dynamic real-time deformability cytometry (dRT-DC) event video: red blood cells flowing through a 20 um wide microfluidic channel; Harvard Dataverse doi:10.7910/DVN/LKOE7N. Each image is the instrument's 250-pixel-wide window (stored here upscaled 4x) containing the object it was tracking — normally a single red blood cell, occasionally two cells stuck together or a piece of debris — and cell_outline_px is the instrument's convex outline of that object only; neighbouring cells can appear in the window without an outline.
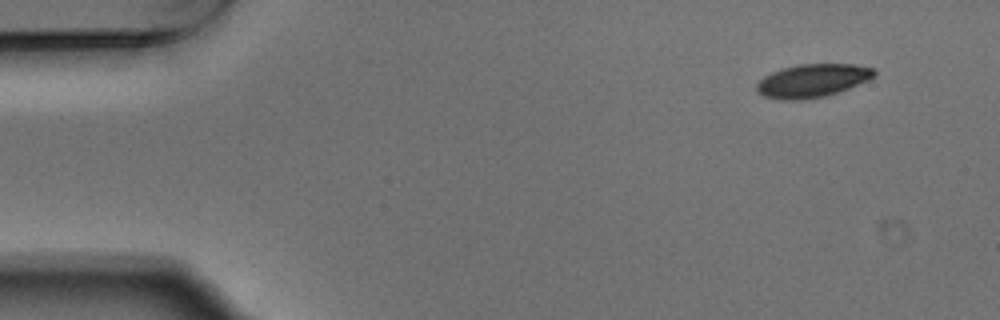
{"species": "Egyptian fruit bat (a non-hibernating species)", "species_latin": "Rousettus aegyptiacus", "temperature_condition": "warm", "stored_images_in_passage": 3, "camera_frame_rate_fps": 3000, "um_per_image_px": 0.085, "animal": {"sex": "male"}, "frame": {"image": 1, "passage_image": 1, "time_ms": 0.0, "image_size_px": [1000, 320], "cell_outline_px": [[876, 72], [872, 76], [848, 88], [824, 96], [804, 100], [780, 100], [764, 96], [756, 92], [756, 84], [764, 76], [772, 72], [784, 68], [800, 64], [856, 64], [872, 68]], "centroid_in_image_um": [68.98, 6.86], "position_along_channel_um": 16.0, "area_um2": 22.43}}
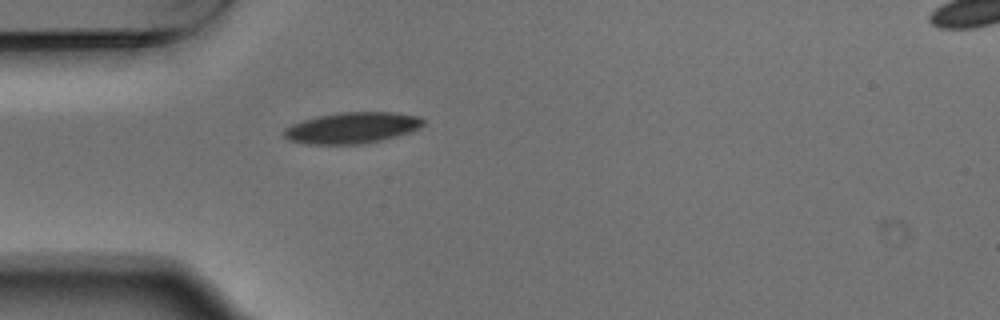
{"frame": {"image": 2, "passage_image": 3, "time_ms": 0.667, "image_size_px": [1000, 320], "cell_outline_px": [[424, 124], [408, 132], [396, 136], [364, 144], [304, 144], [288, 140], [284, 136], [284, 128], [292, 124], [304, 120], [320, 116], [340, 112], [396, 112], [420, 116], [424, 120]], "centroid_in_image_um": [29.91, 10.86], "position_along_channel_um": 55.1, "area_um2": 25.14}}